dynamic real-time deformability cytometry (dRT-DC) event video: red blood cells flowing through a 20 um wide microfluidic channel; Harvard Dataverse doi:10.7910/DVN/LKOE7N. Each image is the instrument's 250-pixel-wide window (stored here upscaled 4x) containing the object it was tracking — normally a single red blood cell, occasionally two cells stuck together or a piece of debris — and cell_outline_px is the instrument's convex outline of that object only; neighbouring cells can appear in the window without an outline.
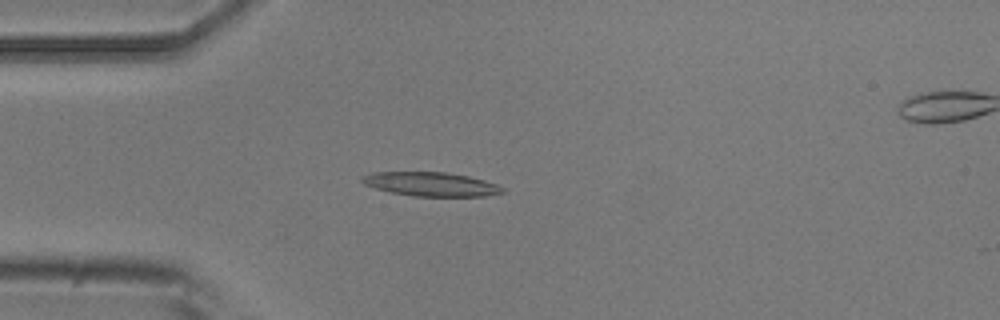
{"species": "common noctule bat (a hibernating species)", "species_latin": "Nyctalus noctula", "temperature_condition": "room temperature", "stored_images_in_passage": 55, "segment_of_instrument_passage": [1, 2], "camera_frame_rate_fps": 3000, "um_per_image_px": 0.085, "animal": {"sex": "male", "body_mass_g": 20.5, "forearm_length_mm": 52.5}, "frame": {"image": 1, "passage_image": 14, "time_ms": 4.333, "image_size_px": [1000, 320], "cell_outline_px": [[504, 192], [484, 196], [416, 196], [392, 192], [376, 188], [364, 184], [360, 180], [360, 176], [372, 172], [444, 172], [468, 176], [484, 180], [496, 184], [504, 188]], "centroid_in_image_um": [36.61, 15.64], "position_along_channel_um": 48.4, "area_um2": 19.48}}
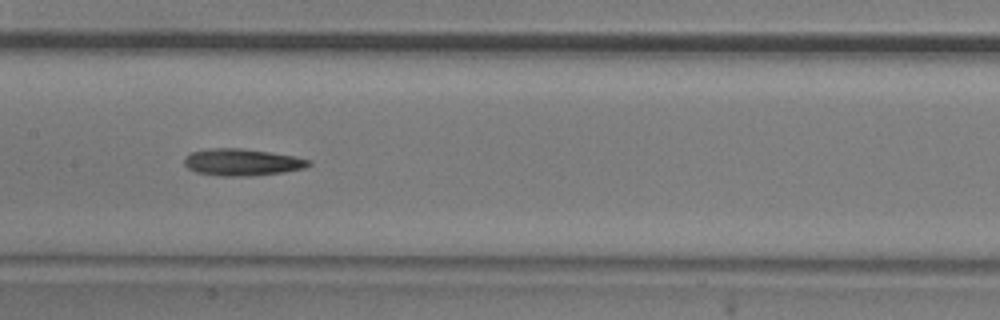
{"frame": {"image": 2, "passage_image": 26, "time_ms": 8.333, "image_size_px": [1000, 320], "cell_outline_px": [[312, 164], [304, 168], [284, 172], [252, 176], [220, 176], [196, 172], [188, 168], [184, 164], [184, 160], [192, 152], [208, 148], [240, 148], [296, 156], [312, 160]], "centroid_in_image_um": [20.61, 13.79], "position_along_channel_um": 186.8, "area_um2": 19.54}}
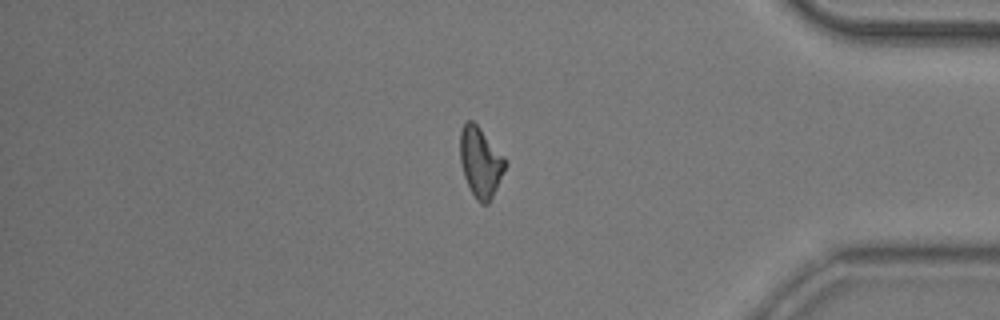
{"frame": {"image": 3, "passage_image": 45, "time_ms": 14.667, "image_size_px": [1000, 320], "cell_outline_px": [[508, 164], [492, 200], [488, 204], [480, 204], [476, 200], [464, 176], [460, 160], [460, 132], [464, 124], [468, 120], [472, 120], [480, 128], [508, 160]], "centroid_in_image_um": [40.88, 13.82], "position_along_channel_um": 394.3, "area_um2": 18.67}}